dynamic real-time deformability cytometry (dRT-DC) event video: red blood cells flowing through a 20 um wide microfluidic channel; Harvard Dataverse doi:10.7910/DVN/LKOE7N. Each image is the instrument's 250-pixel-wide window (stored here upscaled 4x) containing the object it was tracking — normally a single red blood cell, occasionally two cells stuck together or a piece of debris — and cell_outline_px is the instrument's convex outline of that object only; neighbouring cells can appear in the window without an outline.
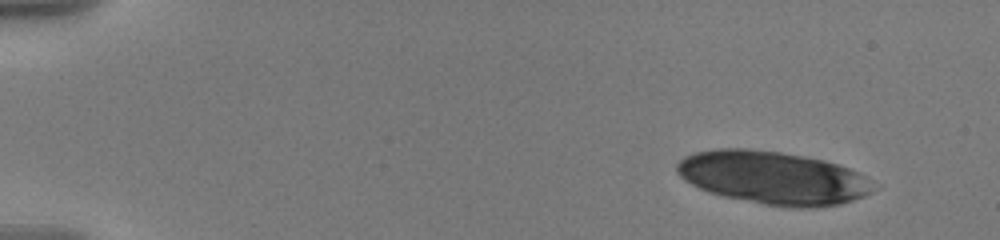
{"species": "human", "species_latin": "Homo sapiens", "temperature_condition": "warm", "stored_images_in_passage": 13, "camera_frame_rate_fps": 3000, "um_per_image_px": 0.085, "donor": {"sex": "male"}, "frame": {"image": 1, "passage_image": 1, "time_ms": 0.0, "image_size_px": [1000, 240], "cell_outline_px": [[872, 192], [864, 196], [840, 204], [816, 208], [796, 208], [764, 204], [724, 196], [700, 188], [684, 180], [676, 172], [676, 164], [684, 156], [696, 152], [720, 148], [748, 148], [780, 152], [804, 156], [824, 160], [840, 164], [860, 172], [864, 176], [872, 188]], "centroid_in_image_um": [65.7, 15.1], "position_along_channel_um": 19.3, "area_um2": 60.52}}